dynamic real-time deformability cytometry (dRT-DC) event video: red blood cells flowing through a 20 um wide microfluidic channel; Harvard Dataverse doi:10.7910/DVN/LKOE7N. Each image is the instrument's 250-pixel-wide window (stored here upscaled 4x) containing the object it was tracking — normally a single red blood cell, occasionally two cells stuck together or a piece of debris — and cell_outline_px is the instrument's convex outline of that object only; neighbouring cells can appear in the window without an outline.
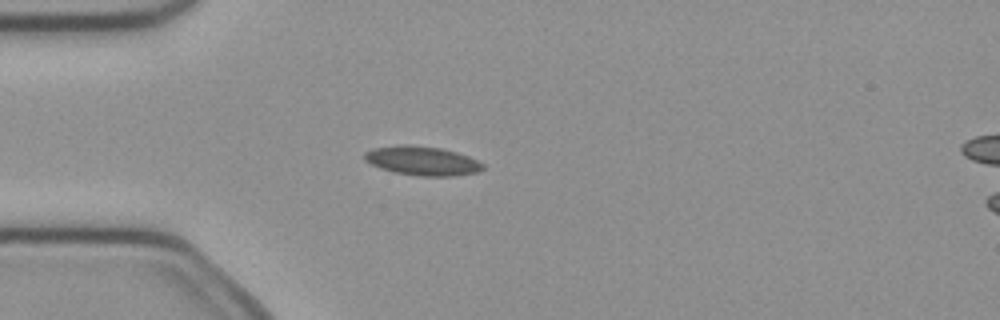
{"species": "common noctule bat (a hibernating species)", "species_latin": "Nyctalus noctula", "temperature_condition": "cold", "stored_images_in_passage": 7, "camera_frame_rate_fps": 3000, "um_per_image_px": 0.085, "animal": {"sex": "female", "body_mass_g": 21.9}, "frame": {"image": 1, "passage_image": 1, "time_ms": 0.0, "image_size_px": [1000, 320], "cell_outline_px": [[484, 168], [476, 172], [452, 176], [420, 176], [392, 172], [380, 168], [364, 160], [364, 152], [376, 148], [404, 144], [408, 144], [444, 148], [468, 156], [484, 164]], "centroid_in_image_um": [35.88, 13.66], "position_along_channel_um": 49.1, "area_um2": 20.06}}
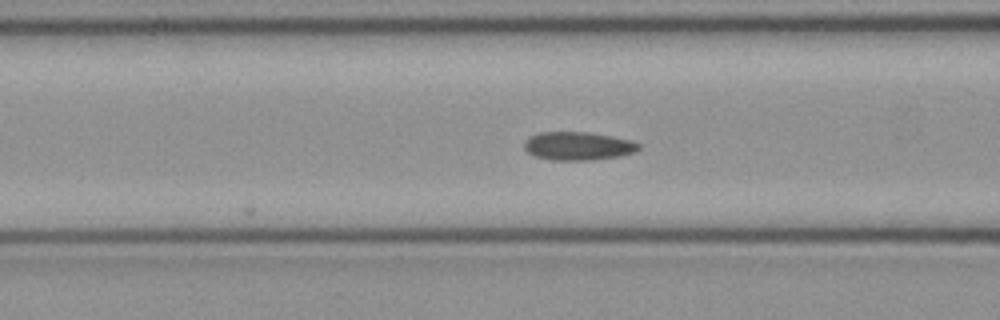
{"frame": {"image": 2, "passage_image": 7, "time_ms": 2.0, "image_size_px": [1000, 320], "cell_outline_px": [[640, 148], [636, 152], [620, 156], [592, 160], [552, 160], [536, 156], [528, 152], [524, 148], [524, 140], [540, 132], [588, 132], [632, 140], [640, 144]], "centroid_in_image_um": [49.16, 12.41], "position_along_channel_um": 117.4, "area_um2": 18.9}}